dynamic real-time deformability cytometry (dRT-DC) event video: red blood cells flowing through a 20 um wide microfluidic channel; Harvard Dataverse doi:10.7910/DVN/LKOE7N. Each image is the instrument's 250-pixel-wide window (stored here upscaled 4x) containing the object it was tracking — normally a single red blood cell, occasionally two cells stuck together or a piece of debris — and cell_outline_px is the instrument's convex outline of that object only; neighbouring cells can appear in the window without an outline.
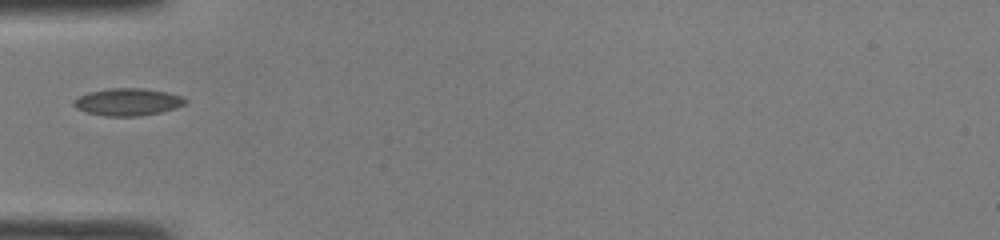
{"species": "common noctule bat (a hibernating species)", "species_latin": "Nyctalus noctula", "temperature_condition": "room temperature", "stored_images_in_passage": 33, "camera_frame_rate_fps": 3000, "um_per_image_px": 0.085, "animal": {"sex": "male", "body_mass_g": 19.0, "forearm_length_mm": 50.8}, "frame": {"image": 1, "passage_image": 1, "time_ms": 0.0, "image_size_px": [1000, 240], "cell_outline_px": [[188, 100], [184, 104], [176, 108], [160, 112], [140, 116], [104, 116], [84, 112], [76, 108], [72, 104], [72, 100], [88, 92], [108, 88], [144, 88], [184, 96]], "centroid_in_image_um": [10.83, 8.67], "position_along_channel_um": 74.2, "area_um2": 17.92}}
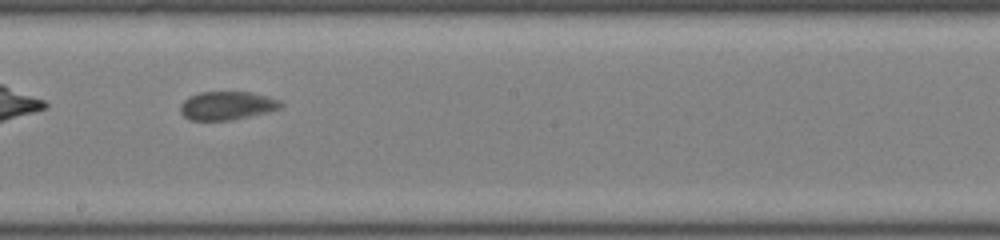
{"frame": {"image": 2, "passage_image": 12, "time_ms": 3.667, "image_size_px": [1000, 240], "cell_outline_px": [[284, 104], [280, 108], [232, 120], [188, 120], [180, 112], [180, 104], [188, 96], [200, 92], [252, 92], [280, 100]], "centroid_in_image_um": [19.25, 8.97], "position_along_channel_um": 229.0, "area_um2": 16.59}}
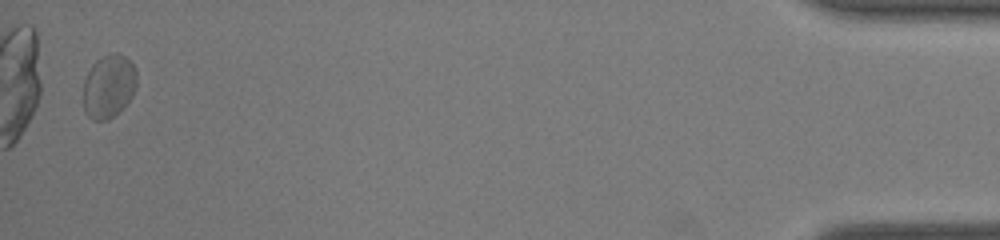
{"frame": {"image": 3, "passage_image": 32, "time_ms": 10.333, "image_size_px": [1000, 240], "cell_outline_px": [[136, 88], [132, 96], [108, 120], [92, 120], [88, 116], [84, 108], [84, 80], [92, 64], [96, 60], [104, 56], [116, 52], [124, 56], [132, 64], [136, 72]], "centroid_in_image_um": [9.23, 7.32], "position_along_channel_um": 426.0, "area_um2": 19.36}}